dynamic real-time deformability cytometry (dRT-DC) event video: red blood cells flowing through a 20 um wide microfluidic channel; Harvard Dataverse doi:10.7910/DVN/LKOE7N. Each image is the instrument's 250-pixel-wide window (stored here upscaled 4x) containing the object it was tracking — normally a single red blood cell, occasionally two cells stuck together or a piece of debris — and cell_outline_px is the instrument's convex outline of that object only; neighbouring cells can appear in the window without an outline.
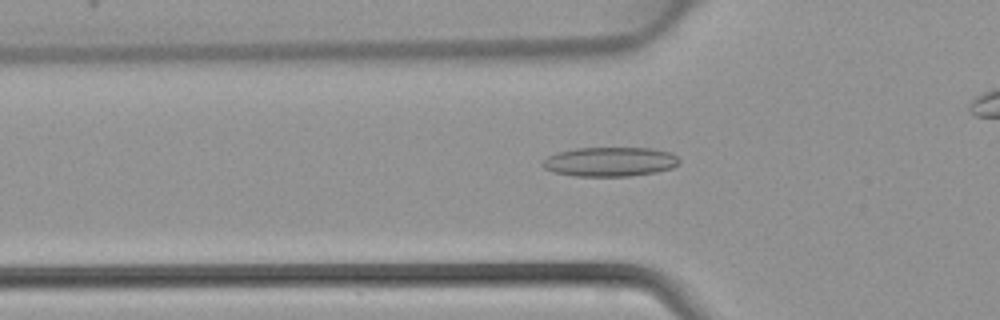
{"species": "common noctule bat (a hibernating species)", "species_latin": "Nyctalus noctula", "temperature_condition": "warm", "stored_images_in_passage": 37, "camera_frame_rate_fps": 3000, "um_per_image_px": 0.085, "animal": {"sex": "female", "body_mass_g": 22.7, "forearm_length_mm": 54.2}, "frame": {"image": 1, "passage_image": 15, "time_ms": 4.667, "image_size_px": [1000, 320], "cell_outline_px": [[680, 164], [672, 168], [656, 172], [628, 176], [572, 176], [552, 172], [544, 168], [540, 164], [548, 156], [556, 152], [576, 148], [652, 148], [672, 152], [680, 160]], "centroid_in_image_um": [51.84, 13.75], "position_along_channel_um": 74.0, "area_um2": 23.64}}
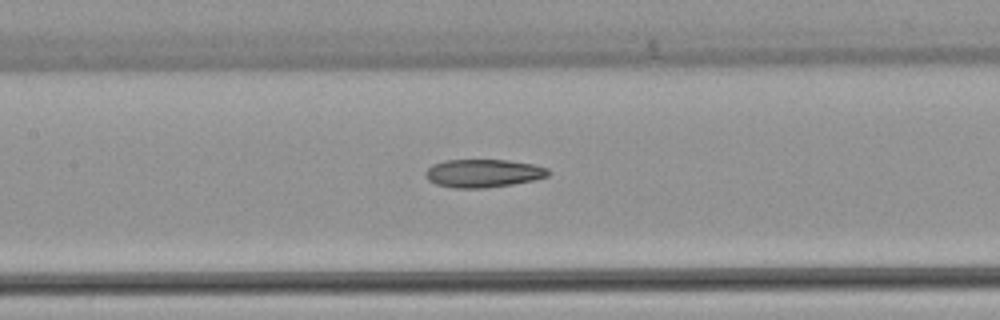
{"frame": {"image": 2, "passage_image": 21, "time_ms": 6.667, "image_size_px": [1000, 320], "cell_outline_px": [[548, 176], [536, 180], [512, 184], [484, 188], [452, 188], [436, 184], [428, 180], [424, 176], [424, 172], [432, 164], [444, 160], [508, 160], [532, 164], [548, 168]], "centroid_in_image_um": [41.04, 14.73], "position_along_channel_um": 166.4, "area_um2": 20.23}}
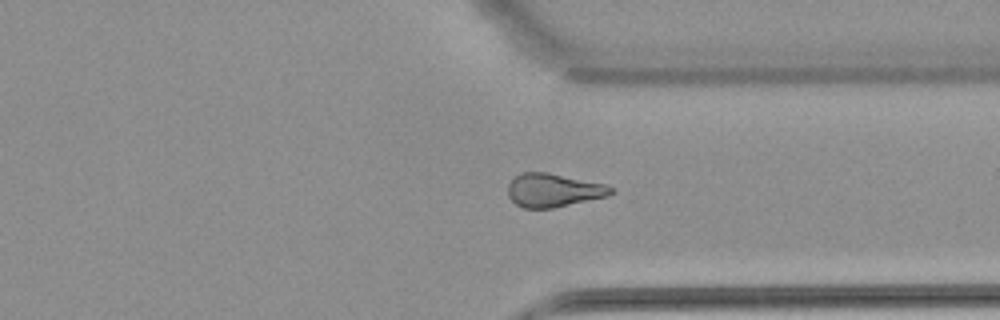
{"frame": {"image": 3, "passage_image": 34, "time_ms": 11.0, "image_size_px": [1000, 320], "cell_outline_px": [[616, 192], [608, 196], [552, 208], [524, 208], [516, 204], [508, 196], [508, 184], [520, 172], [548, 172], [604, 184], [612, 188]], "centroid_in_image_um": [47.03, 16.17], "position_along_channel_um": 364.4, "area_um2": 20.0}}